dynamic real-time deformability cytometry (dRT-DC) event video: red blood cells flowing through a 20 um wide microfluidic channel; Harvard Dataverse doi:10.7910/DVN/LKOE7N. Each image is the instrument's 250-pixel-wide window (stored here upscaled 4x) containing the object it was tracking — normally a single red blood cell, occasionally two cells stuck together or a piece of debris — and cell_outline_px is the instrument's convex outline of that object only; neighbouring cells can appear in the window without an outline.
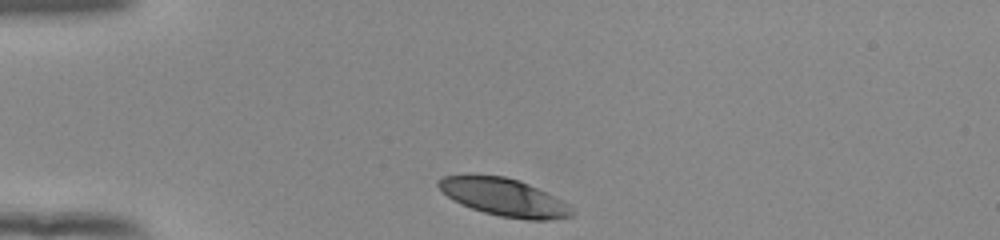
{"species": "human", "species_latin": "Homo sapiens", "temperature_condition": "room temperature", "stored_images_in_passage": 32, "camera_frame_rate_fps": 3000, "um_per_image_px": 0.085, "donor": {"sex": "female"}, "frame": {"image": 1, "passage_image": 1, "time_ms": 0.0, "image_size_px": [1000, 240], "cell_outline_px": [[576, 212], [572, 216], [548, 220], [528, 220], [500, 216], [484, 212], [460, 204], [448, 196], [436, 184], [444, 176], [468, 172], [472, 172], [504, 176], [520, 180], [548, 192], [568, 204]], "centroid_in_image_um": [42.84, 16.72], "position_along_channel_um": 42.2, "area_um2": 29.88}}
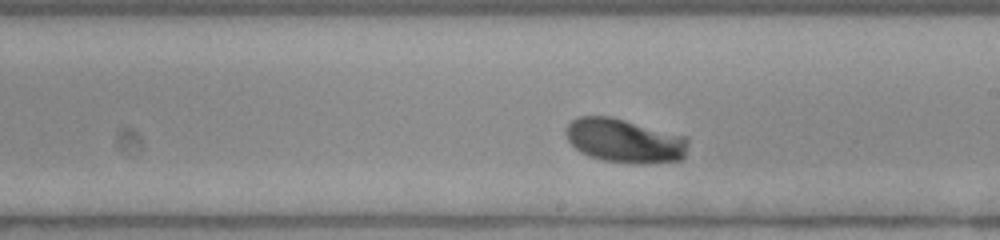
{"frame": {"image": 2, "passage_image": 19, "time_ms": 6.0, "image_size_px": [1000, 240], "cell_outline_px": [[688, 144], [684, 160], [648, 164], [636, 164], [600, 160], [588, 156], [580, 152], [568, 140], [564, 132], [568, 124], [572, 120], [580, 116], [612, 116], [688, 136]], "centroid_in_image_um": [53.13, 11.97], "position_along_channel_um": 235.9, "area_um2": 32.02}}
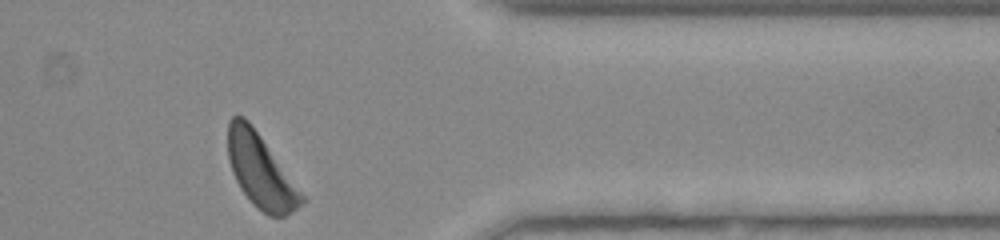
{"frame": {"image": 3, "passage_image": 32, "time_ms": 10.333, "image_size_px": [1000, 240], "cell_outline_px": [[308, 200], [284, 216], [268, 216], [252, 204], [240, 188], [232, 172], [228, 160], [228, 120], [232, 116], [244, 116], [248, 120]], "centroid_in_image_um": [22.14, 14.54], "position_along_channel_um": 389.3, "area_um2": 31.27}, "authors_computed_cell_mechanics": {"area_um2": 30.7496, "velocity_mm_per_s": 3.8433, "shape_relaxation_time_tau1_ms": 0.9824, "shape_relaxation_time_tau2_ms": null, "deformation_change_tau1": 0.0823, "deformation_change_tau2": null}}